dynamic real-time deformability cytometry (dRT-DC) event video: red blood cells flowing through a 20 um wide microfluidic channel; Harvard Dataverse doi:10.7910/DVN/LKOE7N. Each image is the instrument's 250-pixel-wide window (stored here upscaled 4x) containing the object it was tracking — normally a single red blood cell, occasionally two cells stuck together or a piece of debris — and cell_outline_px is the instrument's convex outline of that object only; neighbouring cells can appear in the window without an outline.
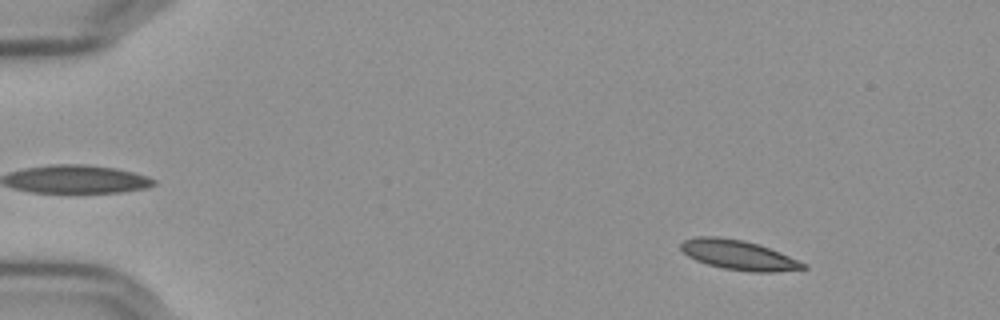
{"species": "Egyptian fruit bat (a non-hibernating species)", "species_latin": "Rousettus aegyptiacus", "temperature_condition": "cold", "stored_images_in_passage": 56, "camera_frame_rate_fps": 3000, "um_per_image_px": 0.085, "frame": {"image": 1, "passage_image": 7, "time_ms": 2.0, "image_size_px": [1000, 320], "cell_outline_px": [[808, 268], [776, 272], [752, 272], [724, 268], [708, 264], [696, 260], [688, 256], [680, 248], [680, 244], [684, 240], [696, 236], [720, 236], [744, 240], [780, 252], [808, 264]], "centroid_in_image_um": [62.79, 21.67], "position_along_channel_um": 22.2, "area_um2": 21.15}}
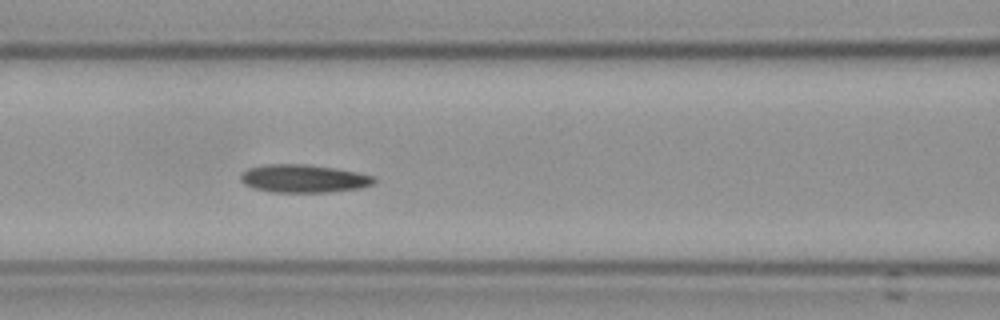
{"frame": {"image": 2, "passage_image": 25, "time_ms": 8.0, "image_size_px": [1000, 320], "cell_outline_px": [[376, 180], [372, 184], [360, 188], [328, 192], [272, 192], [252, 188], [244, 184], [240, 180], [240, 172], [248, 168], [264, 164], [308, 164], [336, 168], [356, 172], [372, 176]], "centroid_in_image_um": [25.74, 15.17], "position_along_channel_um": 140.9, "area_um2": 21.91}}
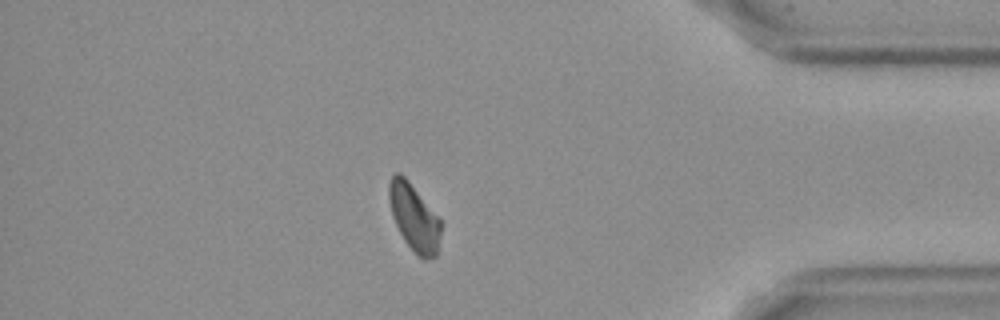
{"frame": {"image": 3, "passage_image": 49, "time_ms": 16.0, "image_size_px": [1000, 320], "cell_outline_px": [[440, 232], [436, 256], [432, 260], [424, 260], [404, 240], [392, 216], [388, 196], [388, 184], [392, 176], [396, 172], [400, 172], [408, 180], [440, 220]], "centroid_in_image_um": [35.17, 18.47], "position_along_channel_um": 400.0, "area_um2": 19.77}, "authors_computed_cell_mechanics": {"area_um2": 21.097, "velocity_mm_per_s": 3.6142, "shape_relaxation_time_tau1_ms": null, "shape_relaxation_time_tau2_ms": 3.7982, "deformation_change_tau1": null, "deformation_change_tau2": 0.0976}}